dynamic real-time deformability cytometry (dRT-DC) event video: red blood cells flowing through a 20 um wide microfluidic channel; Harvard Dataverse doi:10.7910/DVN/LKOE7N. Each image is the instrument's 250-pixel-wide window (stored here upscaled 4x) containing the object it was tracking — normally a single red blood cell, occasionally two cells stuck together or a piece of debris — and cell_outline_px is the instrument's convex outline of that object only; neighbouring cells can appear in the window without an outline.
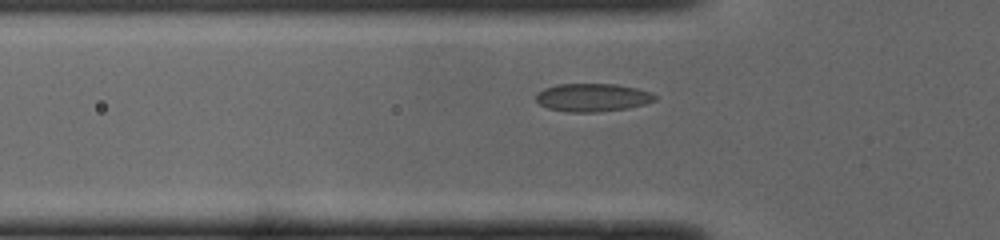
{"species": "common noctule bat (a hibernating species)", "species_latin": "Nyctalus noctula", "temperature_condition": "cold", "stored_images_in_passage": 37, "camera_frame_rate_fps": 3000, "um_per_image_px": 0.085, "animal": {"sex": "male", "body_mass_g": 19.0, "forearm_length_mm": 50.8}, "frame": {"image": 1, "passage_image": 10, "time_ms": 3.0, "image_size_px": [1000, 240], "cell_outline_px": [[656, 100], [644, 104], [628, 108], [596, 112], [564, 112], [548, 108], [540, 104], [536, 100], [536, 92], [544, 88], [556, 84], [616, 84], [636, 88], [652, 92], [656, 96]], "centroid_in_image_um": [50.34, 8.28], "position_along_channel_um": 75.5, "area_um2": 19.59}}
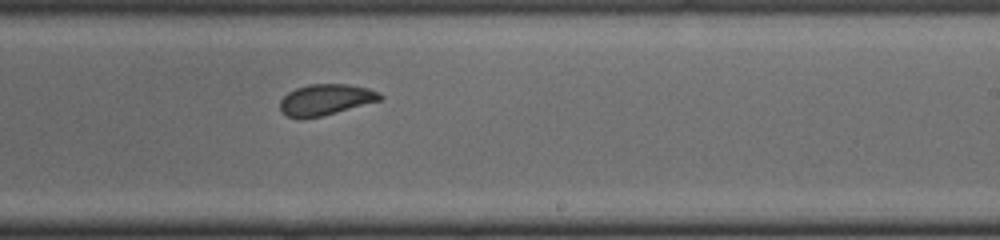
{"frame": {"image": 2, "passage_image": 24, "time_ms": 7.667, "image_size_px": [1000, 240], "cell_outline_px": [[384, 96], [380, 100], [336, 112], [320, 116], [288, 116], [280, 108], [280, 100], [288, 92], [296, 88], [308, 84], [348, 84], [368, 88]], "centroid_in_image_um": [27.69, 8.43], "position_along_channel_um": 261.3, "area_um2": 17.46}}
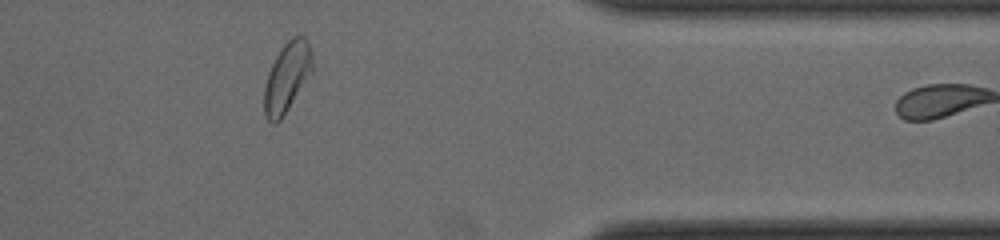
{"frame": {"image": 3, "passage_image": 35, "time_ms": 11.333, "image_size_px": [1000, 240], "cell_outline_px": [[312, 72], [280, 120], [276, 124], [272, 124], [264, 116], [264, 88], [268, 72], [276, 56], [284, 44], [292, 36], [304, 36], [312, 52]], "centroid_in_image_um": [24.38, 6.57], "position_along_channel_um": 387.0, "area_um2": 19.36}}